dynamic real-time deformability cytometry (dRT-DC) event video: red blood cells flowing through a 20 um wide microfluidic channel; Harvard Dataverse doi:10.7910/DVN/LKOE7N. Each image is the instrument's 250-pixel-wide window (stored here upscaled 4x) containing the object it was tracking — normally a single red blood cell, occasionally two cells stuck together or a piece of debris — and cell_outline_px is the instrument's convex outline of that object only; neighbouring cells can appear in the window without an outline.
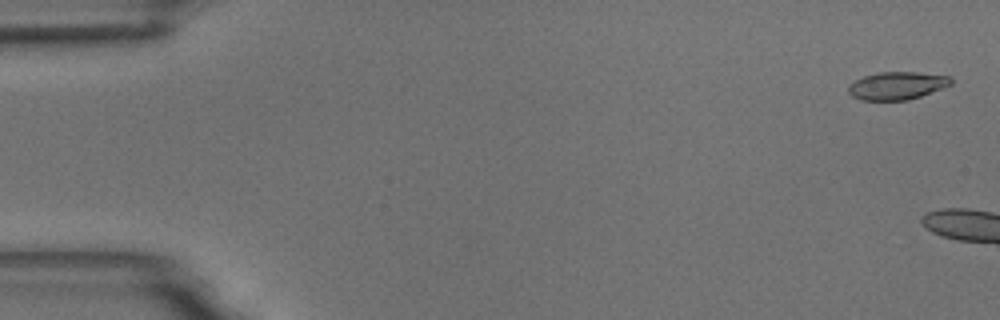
{"species": "common noctule bat (a hibernating species)", "species_latin": "Nyctalus noctula", "temperature_condition": "room temperature", "stored_images_in_passage": 5, "camera_frame_rate_fps": 3000, "um_per_image_px": 0.085, "animal": {"sex": "male", "body_mass_g": 18.8}, "frame": {"image": 1, "passage_image": 2, "time_ms": 0.333, "image_size_px": [1000, 320], "cell_outline_px": [[952, 84], [920, 96], [908, 100], [860, 100], [852, 96], [848, 92], [848, 84], [864, 76], [880, 72], [916, 72], [948, 76], [952, 80]], "centroid_in_image_um": [76.21, 7.28], "position_along_channel_um": 8.8, "area_um2": 16.47}}